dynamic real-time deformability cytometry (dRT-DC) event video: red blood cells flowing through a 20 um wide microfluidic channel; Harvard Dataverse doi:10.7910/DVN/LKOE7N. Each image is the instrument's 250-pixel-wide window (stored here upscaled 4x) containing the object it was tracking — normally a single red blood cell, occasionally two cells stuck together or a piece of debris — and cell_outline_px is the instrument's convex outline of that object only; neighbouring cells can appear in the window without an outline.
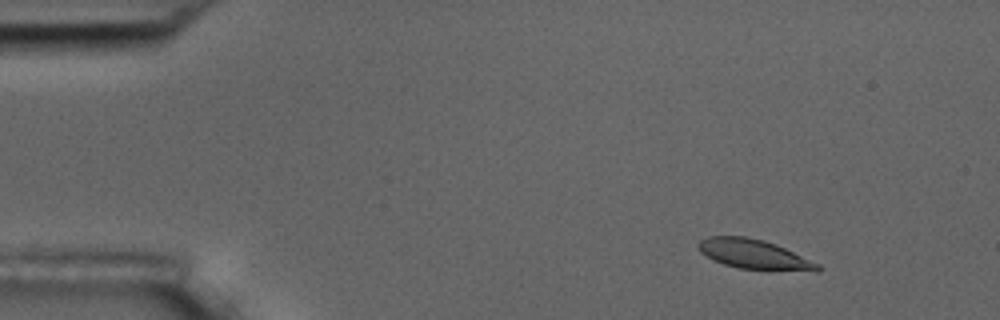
{"species": "common noctule bat (a hibernating species)", "species_latin": "Nyctalus noctula", "temperature_condition": "room temperature", "stored_images_in_passage": 5, "camera_frame_rate_fps": 3000, "um_per_image_px": 0.085, "animal": {"sex": "male", "body_mass_g": 17.5, "forearm_length_mm": 52.3}, "frame": {"image": 1, "passage_image": 2, "time_ms": 1.333, "image_size_px": [1000, 320], "cell_outline_px": [[824, 268], [820, 272], [816, 272], [736, 268], [712, 260], [700, 252], [696, 244], [700, 240], [708, 236], [744, 236], [764, 240], [776, 244], [820, 264]], "centroid_in_image_um": [64.12, 21.63], "position_along_channel_um": 20.9, "area_um2": 20.92}}
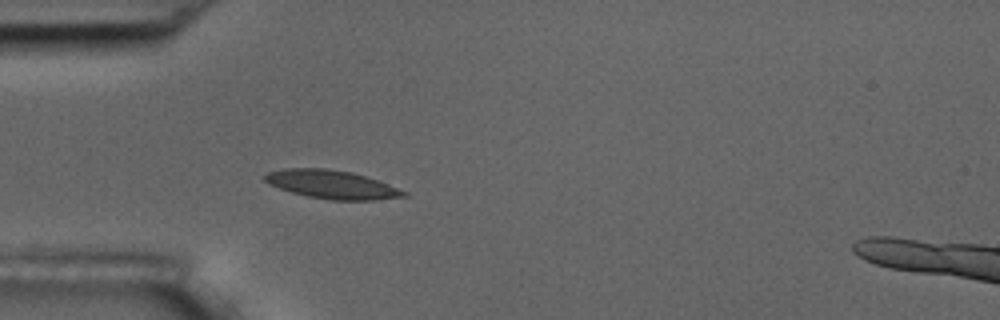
{"frame": {"image": 2, "passage_image": 5, "time_ms": 4.667, "image_size_px": [1000, 320], "cell_outline_px": [[408, 196], [372, 200], [332, 200], [308, 196], [292, 192], [268, 184], [264, 180], [264, 176], [268, 172], [284, 168], [324, 168], [352, 172], [388, 184], [408, 192]], "centroid_in_image_um": [28.2, 15.68], "position_along_channel_um": 56.8, "area_um2": 22.83}}